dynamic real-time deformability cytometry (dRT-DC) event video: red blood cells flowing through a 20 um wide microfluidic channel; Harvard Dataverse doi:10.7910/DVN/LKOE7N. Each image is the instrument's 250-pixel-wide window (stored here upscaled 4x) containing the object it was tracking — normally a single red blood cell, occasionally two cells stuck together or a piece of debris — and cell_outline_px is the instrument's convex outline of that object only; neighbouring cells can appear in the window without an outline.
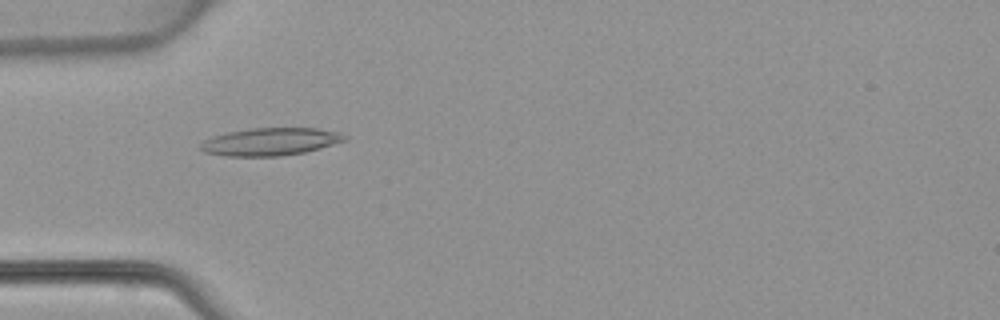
{"species": "common noctule bat (a hibernating species)", "species_latin": "Nyctalus noctula", "temperature_condition": "warm", "stored_images_in_passage": 47, "camera_frame_rate_fps": 3000, "um_per_image_px": 0.085, "animal": {"sex": "female", "body_mass_g": 22.7, "forearm_length_mm": 54.2}, "frame": {"image": 1, "passage_image": 14, "time_ms": 4.333, "image_size_px": [1000, 320], "cell_outline_px": [[348, 140], [320, 148], [304, 152], [280, 156], [224, 156], [204, 152], [200, 148], [200, 144], [204, 140], [212, 136], [228, 132], [252, 128], [316, 128], [340, 132], [348, 136]], "centroid_in_image_um": [23.0, 12.04], "position_along_channel_um": 62.0, "area_um2": 23.29}}
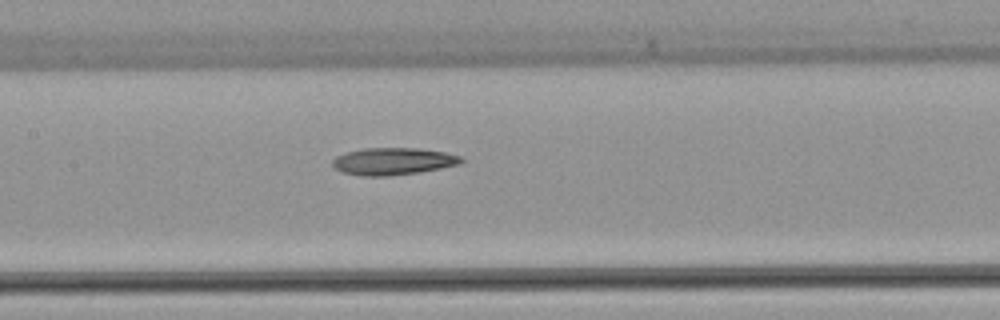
{"frame": {"image": 2, "passage_image": 22, "time_ms": 7.0, "image_size_px": [1000, 320], "cell_outline_px": [[464, 160], [460, 164], [420, 172], [388, 176], [360, 176], [344, 172], [336, 168], [332, 164], [332, 160], [336, 156], [348, 152], [364, 148], [420, 148], [444, 152], [460, 156]], "centroid_in_image_um": [33.42, 13.71], "position_along_channel_um": 174.0, "area_um2": 20.29}}
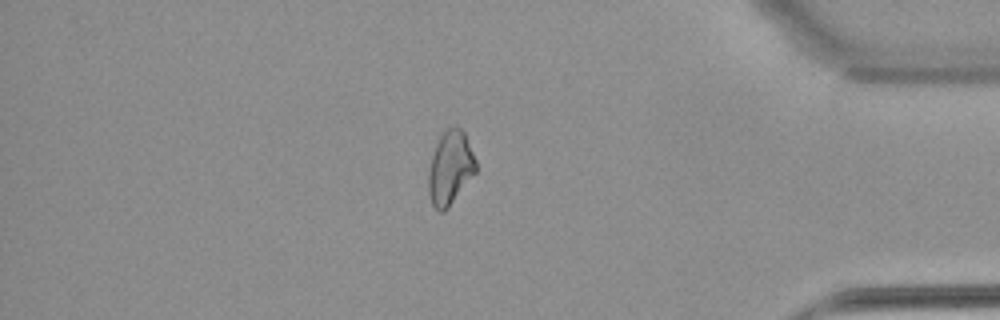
{"frame": {"image": 3, "passage_image": 40, "time_ms": 13.0, "image_size_px": [1000, 320], "cell_outline_px": [[476, 172], [448, 208], [444, 212], [440, 212], [432, 204], [428, 192], [428, 172], [432, 156], [436, 144], [440, 136], [448, 128], [460, 128], [464, 132], [476, 160]], "centroid_in_image_um": [38.26, 14.3], "position_along_channel_um": 396.9, "area_um2": 20.11}}